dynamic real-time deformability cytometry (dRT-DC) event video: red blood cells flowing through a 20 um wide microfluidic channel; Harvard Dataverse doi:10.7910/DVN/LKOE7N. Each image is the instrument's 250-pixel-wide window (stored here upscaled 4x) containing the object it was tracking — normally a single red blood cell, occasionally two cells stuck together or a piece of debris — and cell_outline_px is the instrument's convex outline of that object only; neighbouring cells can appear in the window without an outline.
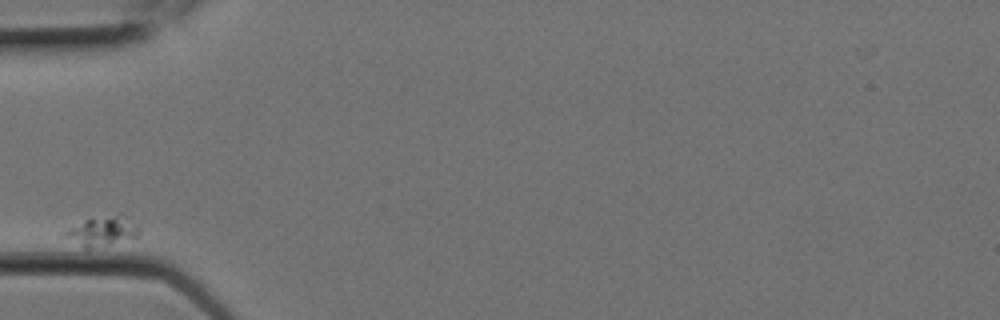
{"species": "Egyptian fruit bat (a non-hibernating species)", "species_latin": "Rousettus aegyptiacus", "temperature_condition": "room temperature", "stored_images_in_passage": 5, "camera_frame_rate_fps": 3000, "um_per_image_px": 0.085, "animal": {"sex": "female"}, "frame": {"image": 1, "passage_image": 1, "time_ms": 0.0, "image_size_px": [1000, 320], "cell_outline_px": [[140, 236], [108, 244], [88, 248], [84, 248], [64, 236], [60, 232], [84, 220], [120, 212], [136, 224], [140, 228]], "centroid_in_image_um": [8.7, 19.61], "position_along_channel_um": 76.3, "area_um2": 12.83}}
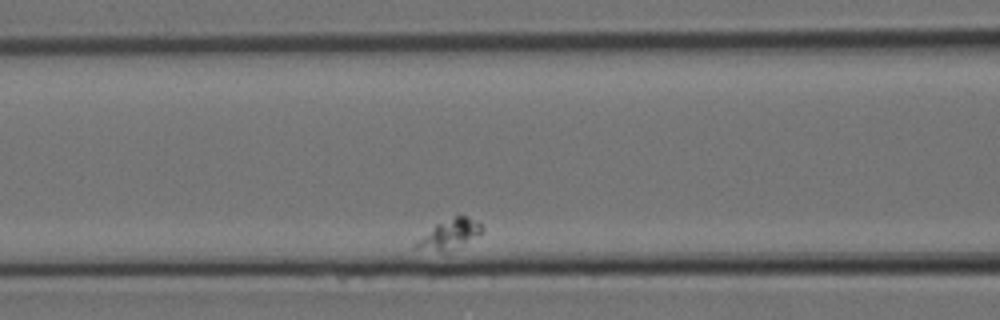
{"frame": {"image": 2, "passage_image": 3, "time_ms": 0.667, "image_size_px": [1000, 320], "cell_outline_px": [[484, 228], [480, 232], [448, 252], [440, 252], [416, 248], [416, 244], [436, 224], [456, 216], [468, 216], [480, 224]], "centroid_in_image_um": [38.23, 19.91], "position_along_channel_um": 128.4, "area_um2": 10.58}}